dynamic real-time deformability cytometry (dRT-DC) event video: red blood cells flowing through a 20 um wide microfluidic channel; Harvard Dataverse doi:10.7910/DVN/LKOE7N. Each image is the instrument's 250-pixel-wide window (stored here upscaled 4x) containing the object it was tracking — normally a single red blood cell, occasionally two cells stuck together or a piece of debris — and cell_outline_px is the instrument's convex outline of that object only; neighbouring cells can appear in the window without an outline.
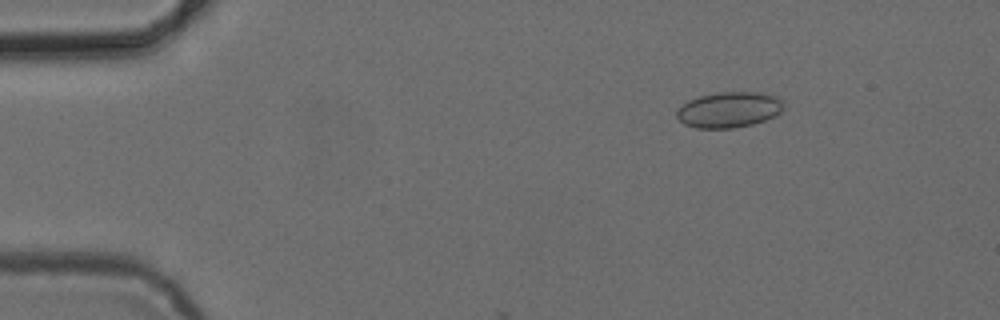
{"species": "common noctule bat (a hibernating species)", "species_latin": "Nyctalus noctula", "temperature_condition": "cold", "stored_images_in_passage": 7, "camera_frame_rate_fps": 3000, "um_per_image_px": 0.085, "animal": {"sex": "female", "body_mass_g": 24.6, "forearm_length_mm": 56.2}, "frame": {"image": 1, "passage_image": 2, "time_ms": 0.333, "image_size_px": [1000, 320], "cell_outline_px": [[784, 108], [780, 112], [764, 120], [752, 124], [732, 128], [696, 128], [684, 124], [676, 116], [676, 112], [688, 100], [700, 96], [720, 92], [756, 92], [780, 96], [784, 100]], "centroid_in_image_um": [62.0, 9.32], "position_along_channel_um": 23.0, "area_um2": 22.2}}